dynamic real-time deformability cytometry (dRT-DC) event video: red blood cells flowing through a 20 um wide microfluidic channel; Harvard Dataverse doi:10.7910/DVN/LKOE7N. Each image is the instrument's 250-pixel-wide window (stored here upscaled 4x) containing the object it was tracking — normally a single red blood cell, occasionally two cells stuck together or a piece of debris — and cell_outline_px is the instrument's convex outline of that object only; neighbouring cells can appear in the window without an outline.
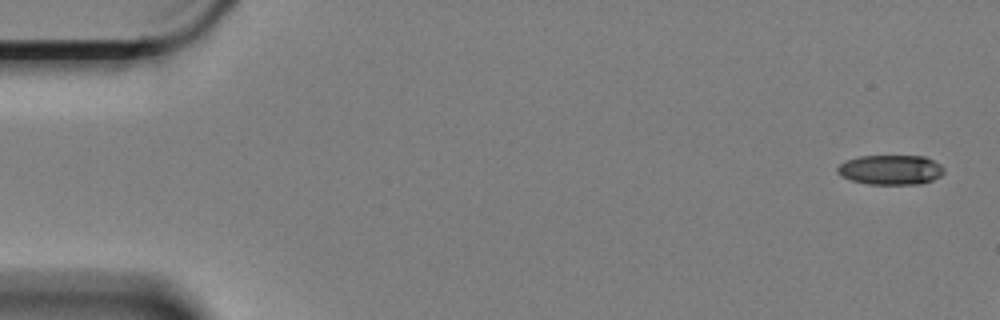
{"species": "Egyptian fruit bat (a non-hibernating species)", "species_latin": "Rousettus aegyptiacus", "temperature_condition": "cold", "stored_images_in_passage": 4, "camera_frame_rate_fps": 3000, "um_per_image_px": 0.085, "animal": {"sex": "female"}, "frame": {"image": 1, "passage_image": 1, "time_ms": 0.0, "image_size_px": [1000, 320], "cell_outline_px": [[944, 172], [940, 176], [932, 180], [920, 184], [868, 184], [852, 180], [840, 176], [836, 172], [836, 168], [844, 160], [860, 156], [924, 156], [940, 164], [944, 168]], "centroid_in_image_um": [75.67, 14.43], "position_along_channel_um": 9.3, "area_um2": 18.55}}